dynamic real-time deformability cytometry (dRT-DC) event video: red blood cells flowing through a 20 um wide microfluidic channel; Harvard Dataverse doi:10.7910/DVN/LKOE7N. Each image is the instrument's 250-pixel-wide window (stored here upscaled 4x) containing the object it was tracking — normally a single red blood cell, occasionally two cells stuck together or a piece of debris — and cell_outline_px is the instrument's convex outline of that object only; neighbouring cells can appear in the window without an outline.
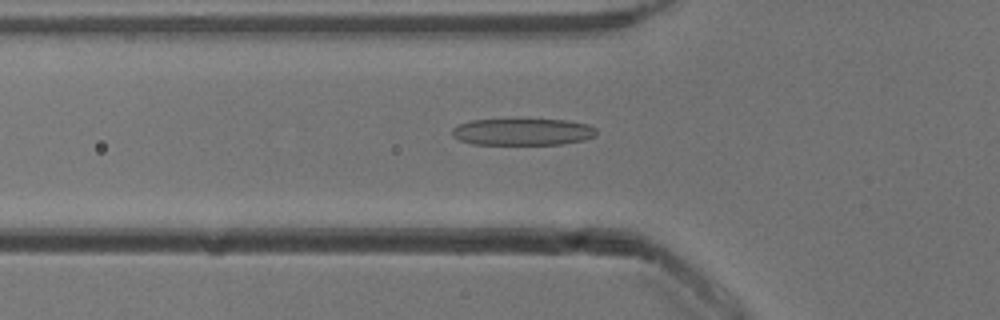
{"species": "common noctule bat (a hibernating species)", "species_latin": "Nyctalus noctula", "temperature_condition": "cold", "stored_images_in_passage": 35, "camera_frame_rate_fps": 3000, "um_per_image_px": 0.085, "animal": {"sex": "male", "body_mass_g": 13.3}, "frame": {"image": 1, "passage_image": 18, "time_ms": 5.667, "image_size_px": [1000, 320], "cell_outline_px": [[596, 136], [584, 140], [560, 144], [472, 144], [460, 140], [452, 136], [452, 128], [456, 124], [472, 120], [520, 116], [564, 120], [588, 124], [596, 128]], "centroid_in_image_um": [44.39, 11.15], "position_along_channel_um": 81.4, "area_um2": 23.81}}
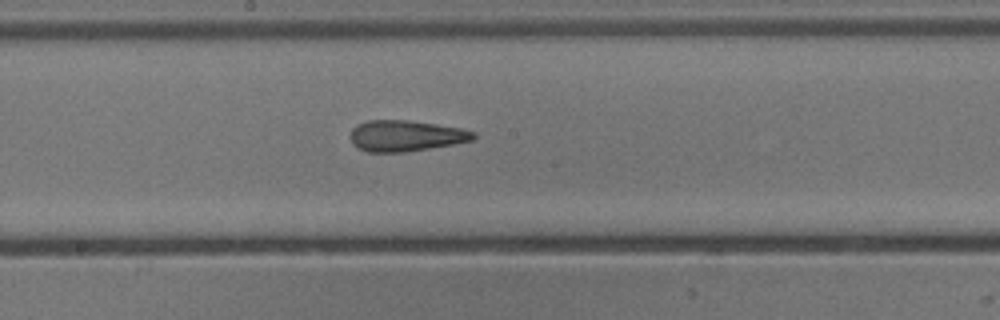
{"frame": {"image": 2, "passage_image": 28, "time_ms": 9.0, "image_size_px": [1000, 320], "cell_outline_px": [[476, 136], [472, 140], [452, 144], [404, 152], [368, 152], [352, 144], [348, 136], [352, 128], [356, 124], [368, 120], [408, 120], [436, 124], [460, 128], [476, 132]], "centroid_in_image_um": [34.43, 11.53], "position_along_channel_um": 213.8, "area_um2": 22.25}}
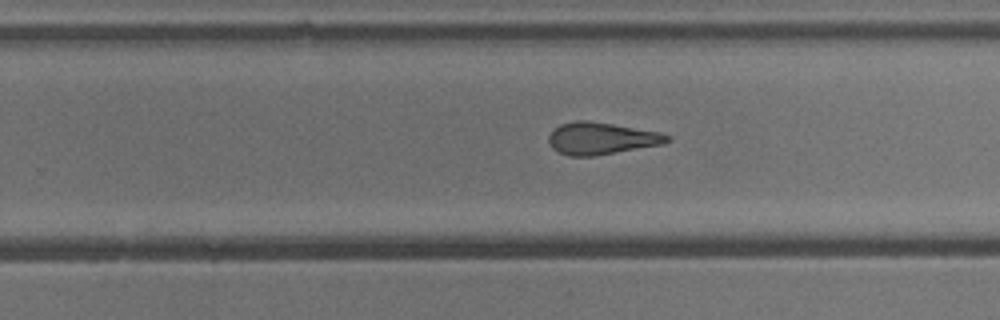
{"frame": {"image": 3, "passage_image": 33, "time_ms": 10.667, "image_size_px": [1000, 320], "cell_outline_px": [[672, 140], [664, 144], [592, 156], [568, 156], [552, 148], [548, 140], [548, 136], [560, 124], [576, 120], [588, 120], [660, 132], [672, 136]], "centroid_in_image_um": [51.14, 11.76], "position_along_channel_um": 278.7, "area_um2": 22.08}}